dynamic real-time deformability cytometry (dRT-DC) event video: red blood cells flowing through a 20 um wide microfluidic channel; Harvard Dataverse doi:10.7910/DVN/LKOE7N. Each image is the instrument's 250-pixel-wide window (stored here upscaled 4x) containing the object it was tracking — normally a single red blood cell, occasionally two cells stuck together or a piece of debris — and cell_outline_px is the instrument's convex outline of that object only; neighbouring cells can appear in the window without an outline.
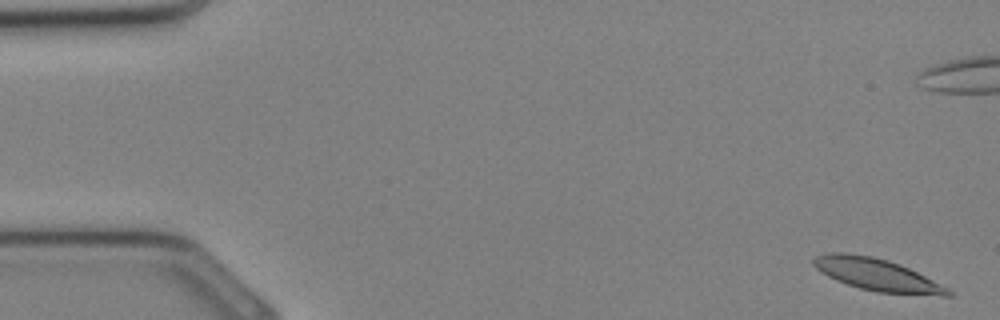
{"species": "Egyptian fruit bat (a non-hibernating species)", "species_latin": "Rousettus aegyptiacus", "temperature_condition": "cold", "stored_images_in_passage": 6, "camera_frame_rate_fps": 3000, "um_per_image_px": 0.085, "animal": {"sex": "female"}, "frame": {"image": 1, "passage_image": 1, "time_ms": 0.0, "image_size_px": [1000, 320], "cell_outline_px": [[956, 296], [940, 296], [876, 292], [860, 288], [836, 280], [820, 272], [812, 264], [812, 260], [816, 256], [828, 252], [844, 252], [872, 256], [888, 260], [900, 264], [948, 288]], "centroid_in_image_um": [74.53, 23.35], "position_along_channel_um": 10.5, "area_um2": 25.2}}